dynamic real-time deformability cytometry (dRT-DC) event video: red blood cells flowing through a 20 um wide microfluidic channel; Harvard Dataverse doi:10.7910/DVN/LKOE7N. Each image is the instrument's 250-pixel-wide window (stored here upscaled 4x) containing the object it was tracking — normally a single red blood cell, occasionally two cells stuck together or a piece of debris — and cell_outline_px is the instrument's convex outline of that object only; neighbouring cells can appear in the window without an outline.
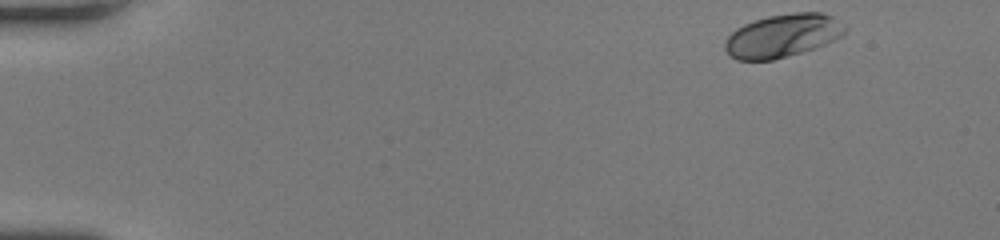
{"species": "human", "species_latin": "Homo sapiens", "temperature_condition": "room temperature", "stored_images_in_passage": 46, "camera_frame_rate_fps": 3000, "um_per_image_px": 0.085, "donor": {"sex": "female"}, "frame": {"image": 1, "passage_image": 1, "time_ms": 0.0, "image_size_px": [1000, 240], "cell_outline_px": [[848, 32], [824, 44], [800, 52], [772, 60], [736, 60], [728, 56], [724, 48], [724, 44], [728, 36], [736, 28], [744, 24], [768, 16], [792, 12], [820, 12], [832, 16], [848, 28]], "centroid_in_image_um": [66.5, 3.03], "position_along_channel_um": 18.5, "area_um2": 30.11}}
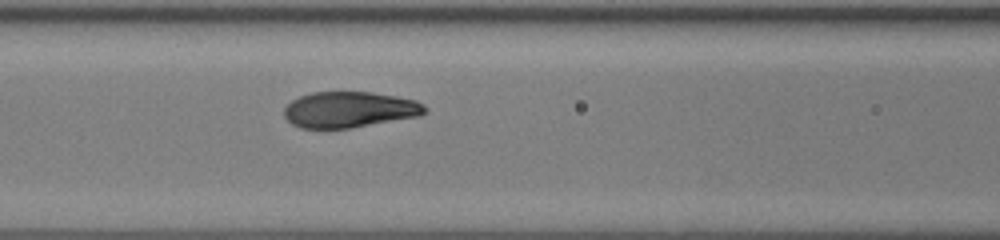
{"frame": {"image": 2, "passage_image": 19, "time_ms": 6.0, "image_size_px": [1000, 240], "cell_outline_px": [[428, 112], [420, 116], [352, 128], [300, 128], [292, 124], [284, 116], [284, 108], [292, 100], [300, 96], [312, 92], [372, 92], [396, 96], [416, 100], [424, 104], [428, 108]], "centroid_in_image_um": [29.74, 9.32], "position_along_channel_um": 136.9, "area_um2": 29.71}}
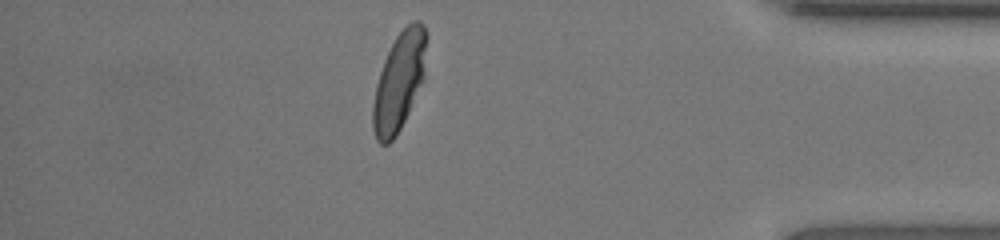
{"frame": {"image": 3, "passage_image": 40, "time_ms": 13.0, "image_size_px": [1000, 240], "cell_outline_px": [[428, 36], [424, 80], [396, 136], [388, 144], [380, 144], [376, 140], [372, 128], [372, 104], [376, 84], [384, 60], [396, 36], [412, 20], [420, 20], [424, 24], [428, 32]], "centroid_in_image_um": [33.95, 6.89], "position_along_channel_um": 401.3, "area_um2": 31.04}, "authors_computed_cell_mechanics": {"area_um2": 30.4895, "velocity_mm_per_s": 4.2306, "shape_relaxation_time_tau1_ms": 2.5999, "shape_relaxation_time_tau2_ms": null, "deformation_change_tau1": 0.1704, "deformation_change_tau2": null}}